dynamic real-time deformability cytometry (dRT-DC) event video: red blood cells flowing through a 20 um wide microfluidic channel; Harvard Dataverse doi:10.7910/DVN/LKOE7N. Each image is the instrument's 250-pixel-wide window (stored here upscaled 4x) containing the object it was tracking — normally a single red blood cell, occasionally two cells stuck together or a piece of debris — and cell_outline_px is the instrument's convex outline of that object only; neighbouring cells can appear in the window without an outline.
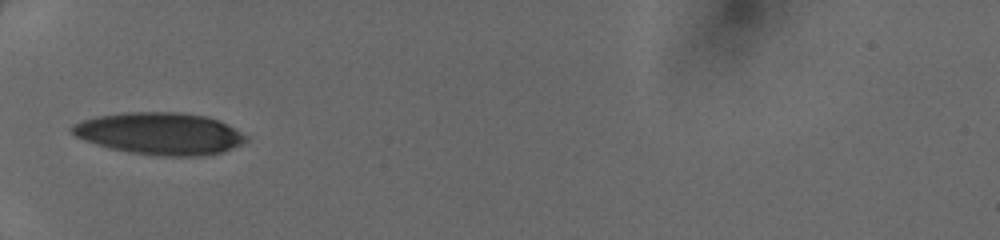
{"species": "human", "species_latin": "Homo sapiens", "temperature_condition": "cold", "stored_images_in_passage": 28, "camera_frame_rate_fps": 3000, "um_per_image_px": 0.085, "donor": {"sex": "female"}, "frame": {"image": 1, "passage_image": 1, "time_ms": 0.0, "image_size_px": [1000, 240], "cell_outline_px": [[248, 140], [240, 144], [220, 152], [200, 156], [164, 156], [132, 152], [112, 148], [96, 144], [84, 140], [76, 136], [68, 128], [72, 124], [80, 120], [100, 116], [124, 112], [180, 112], [208, 116], [248, 136]], "centroid_in_image_um": [13.54, 11.34], "position_along_channel_um": 71.5, "area_um2": 42.19}}
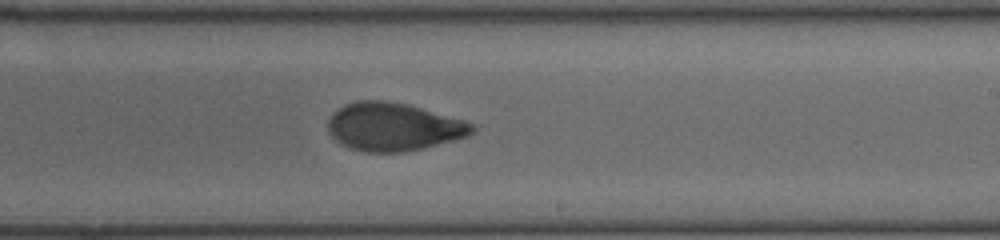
{"frame": {"image": 2, "passage_image": 14, "time_ms": 4.333, "image_size_px": [1000, 240], "cell_outline_px": [[476, 132], [468, 136], [424, 148], [404, 152], [368, 152], [352, 148], [340, 144], [328, 132], [328, 120], [332, 112], [336, 108], [344, 104], [356, 100], [388, 100], [408, 104], [464, 120], [476, 124]], "centroid_in_image_um": [33.44, 10.76], "position_along_channel_um": 255.6, "area_um2": 40.81}}
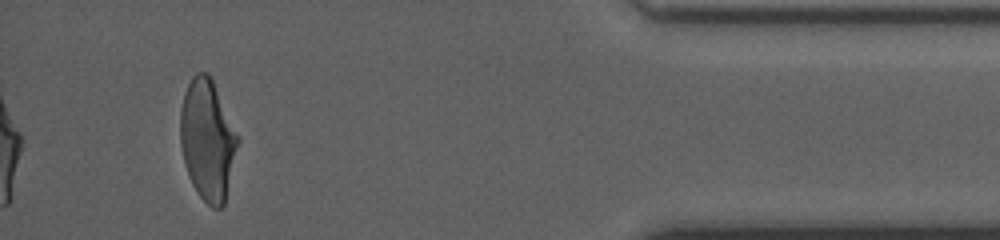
{"frame": {"image": 3, "passage_image": 28, "time_ms": 9.0, "image_size_px": [1000, 240], "cell_outline_px": [[240, 140], [224, 204], [220, 208], [212, 208], [196, 192], [188, 176], [180, 144], [180, 108], [184, 92], [192, 76], [196, 72], [208, 72], [240, 136]], "centroid_in_image_um": [17.64, 11.88], "position_along_channel_um": 417.6, "area_um2": 40.69}}